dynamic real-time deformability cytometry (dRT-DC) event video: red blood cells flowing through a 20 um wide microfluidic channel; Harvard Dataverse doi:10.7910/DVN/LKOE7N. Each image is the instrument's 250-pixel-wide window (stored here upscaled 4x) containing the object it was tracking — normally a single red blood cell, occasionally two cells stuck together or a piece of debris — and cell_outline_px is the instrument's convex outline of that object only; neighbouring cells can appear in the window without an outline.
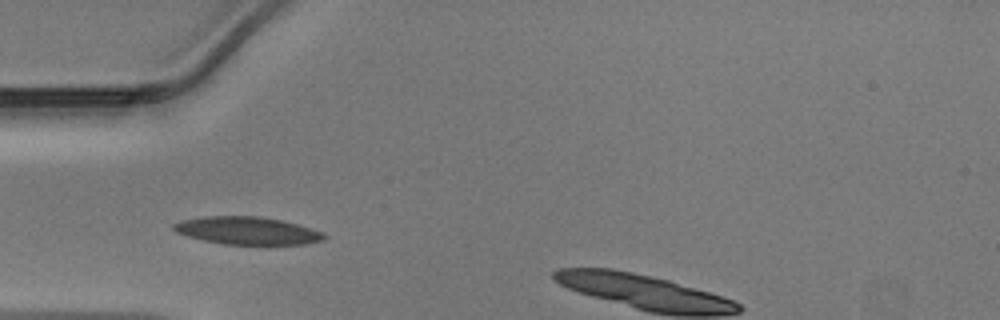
{"species": "Egyptian fruit bat (a non-hibernating species)", "species_latin": "Rousettus aegyptiacus", "temperature_condition": "warm", "stored_images_in_passage": 28, "camera_frame_rate_fps": 3000, "um_per_image_px": 0.085, "animal": {"sex": "male"}, "frame": {"image": 1, "passage_image": 1, "time_ms": 0.0, "image_size_px": [1000, 320], "cell_outline_px": [[328, 236], [324, 240], [304, 244], [224, 244], [204, 240], [188, 236], [176, 232], [172, 228], [172, 224], [184, 220], [204, 216], [260, 216], [280, 220], [296, 224], [324, 232]], "centroid_in_image_um": [21.04, 19.6], "position_along_channel_um": 64.0, "area_um2": 24.1}}
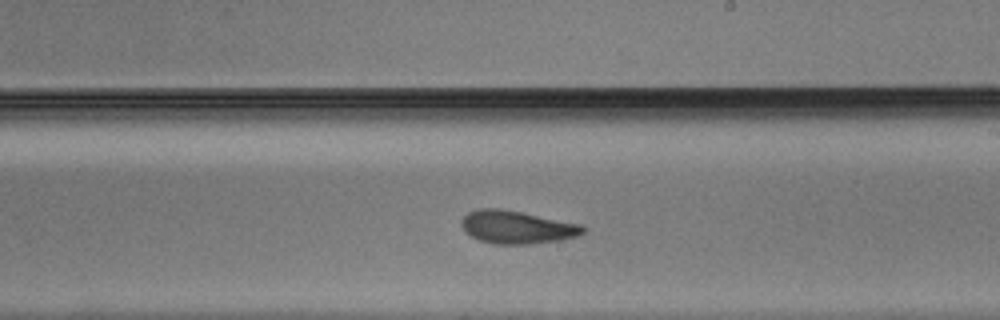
{"frame": {"image": 2, "passage_image": 14, "time_ms": 4.333, "image_size_px": [1000, 320], "cell_outline_px": [[588, 228], [584, 232], [576, 236], [556, 240], [528, 244], [496, 244], [480, 240], [472, 236], [460, 224], [460, 220], [468, 212], [480, 208], [500, 208], [580, 224]], "centroid_in_image_um": [43.92, 19.3], "position_along_channel_um": 245.1, "area_um2": 22.95}}
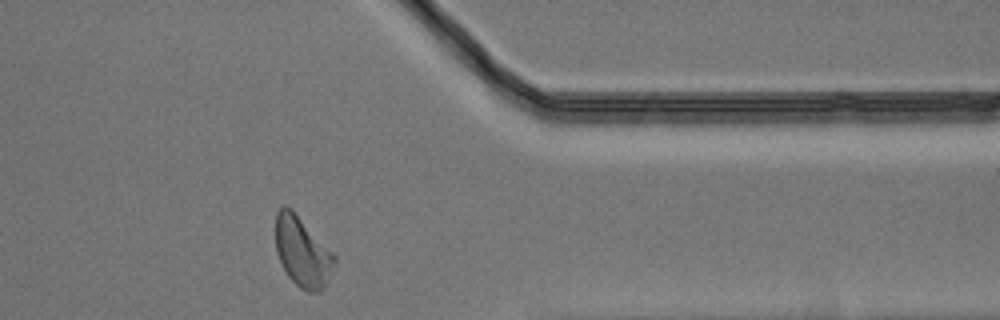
{"frame": {"image": 3, "passage_image": 25, "time_ms": 8.0, "image_size_px": [1000, 320], "cell_outline_px": [[336, 260], [324, 288], [320, 292], [308, 292], [300, 288], [288, 276], [276, 252], [276, 212], [284, 204], [292, 208], [336, 256]], "centroid_in_image_um": [25.7, 21.39], "position_along_channel_um": 385.7, "area_um2": 23.87}}